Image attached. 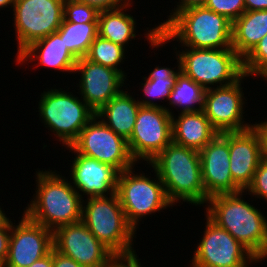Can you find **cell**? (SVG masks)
Masks as SVG:
<instances>
[{
  "label": "cell",
  "instance_id": "obj_1",
  "mask_svg": "<svg viewBox=\"0 0 267 267\" xmlns=\"http://www.w3.org/2000/svg\"><path fill=\"white\" fill-rule=\"evenodd\" d=\"M145 32L146 40L151 44L149 48L158 49L173 39L181 44V48H232V21L205 6L182 10L161 30L155 26Z\"/></svg>",
  "mask_w": 267,
  "mask_h": 267
},
{
  "label": "cell",
  "instance_id": "obj_2",
  "mask_svg": "<svg viewBox=\"0 0 267 267\" xmlns=\"http://www.w3.org/2000/svg\"><path fill=\"white\" fill-rule=\"evenodd\" d=\"M244 193L240 191L208 198L205 213L261 262L267 258V217L260 209L243 200Z\"/></svg>",
  "mask_w": 267,
  "mask_h": 267
},
{
  "label": "cell",
  "instance_id": "obj_3",
  "mask_svg": "<svg viewBox=\"0 0 267 267\" xmlns=\"http://www.w3.org/2000/svg\"><path fill=\"white\" fill-rule=\"evenodd\" d=\"M36 171V193L24 214L51 231L81 221L83 198L56 170Z\"/></svg>",
  "mask_w": 267,
  "mask_h": 267
},
{
  "label": "cell",
  "instance_id": "obj_4",
  "mask_svg": "<svg viewBox=\"0 0 267 267\" xmlns=\"http://www.w3.org/2000/svg\"><path fill=\"white\" fill-rule=\"evenodd\" d=\"M148 164L157 172L174 206L181 201L206 205L199 151L171 142Z\"/></svg>",
  "mask_w": 267,
  "mask_h": 267
},
{
  "label": "cell",
  "instance_id": "obj_5",
  "mask_svg": "<svg viewBox=\"0 0 267 267\" xmlns=\"http://www.w3.org/2000/svg\"><path fill=\"white\" fill-rule=\"evenodd\" d=\"M85 200L81 221L89 231L114 255L134 252L132 244L136 231L128 223L118 195Z\"/></svg>",
  "mask_w": 267,
  "mask_h": 267
},
{
  "label": "cell",
  "instance_id": "obj_6",
  "mask_svg": "<svg viewBox=\"0 0 267 267\" xmlns=\"http://www.w3.org/2000/svg\"><path fill=\"white\" fill-rule=\"evenodd\" d=\"M62 90L53 88L43 91L37 109L44 126L47 125L45 127L54 133L62 146L68 147L95 116V112L82 98Z\"/></svg>",
  "mask_w": 267,
  "mask_h": 267
},
{
  "label": "cell",
  "instance_id": "obj_7",
  "mask_svg": "<svg viewBox=\"0 0 267 267\" xmlns=\"http://www.w3.org/2000/svg\"><path fill=\"white\" fill-rule=\"evenodd\" d=\"M184 48L174 52L179 56L180 71L205 90L230 85L244 74L242 59L233 48Z\"/></svg>",
  "mask_w": 267,
  "mask_h": 267
},
{
  "label": "cell",
  "instance_id": "obj_8",
  "mask_svg": "<svg viewBox=\"0 0 267 267\" xmlns=\"http://www.w3.org/2000/svg\"><path fill=\"white\" fill-rule=\"evenodd\" d=\"M133 168L118 174L116 194L128 223L137 231L141 218L174 205L168 200L164 185L154 169L156 177L149 178L141 172L135 174Z\"/></svg>",
  "mask_w": 267,
  "mask_h": 267
},
{
  "label": "cell",
  "instance_id": "obj_9",
  "mask_svg": "<svg viewBox=\"0 0 267 267\" xmlns=\"http://www.w3.org/2000/svg\"><path fill=\"white\" fill-rule=\"evenodd\" d=\"M65 0H15L14 28L17 55L32 42L56 32L64 19Z\"/></svg>",
  "mask_w": 267,
  "mask_h": 267
},
{
  "label": "cell",
  "instance_id": "obj_10",
  "mask_svg": "<svg viewBox=\"0 0 267 267\" xmlns=\"http://www.w3.org/2000/svg\"><path fill=\"white\" fill-rule=\"evenodd\" d=\"M77 154L114 167L119 173L136 165L126 139L94 116L70 145Z\"/></svg>",
  "mask_w": 267,
  "mask_h": 267
},
{
  "label": "cell",
  "instance_id": "obj_11",
  "mask_svg": "<svg viewBox=\"0 0 267 267\" xmlns=\"http://www.w3.org/2000/svg\"><path fill=\"white\" fill-rule=\"evenodd\" d=\"M170 107L140 106L133 132L127 140L131 156L136 161L150 163L172 142Z\"/></svg>",
  "mask_w": 267,
  "mask_h": 267
},
{
  "label": "cell",
  "instance_id": "obj_12",
  "mask_svg": "<svg viewBox=\"0 0 267 267\" xmlns=\"http://www.w3.org/2000/svg\"><path fill=\"white\" fill-rule=\"evenodd\" d=\"M204 234L194 249L190 267H248L260 261L206 214Z\"/></svg>",
  "mask_w": 267,
  "mask_h": 267
},
{
  "label": "cell",
  "instance_id": "obj_13",
  "mask_svg": "<svg viewBox=\"0 0 267 267\" xmlns=\"http://www.w3.org/2000/svg\"><path fill=\"white\" fill-rule=\"evenodd\" d=\"M245 77L248 76L243 74L230 85L205 90L202 110L218 133L239 132L253 127V123L244 121L243 115L246 102L241 83Z\"/></svg>",
  "mask_w": 267,
  "mask_h": 267
},
{
  "label": "cell",
  "instance_id": "obj_14",
  "mask_svg": "<svg viewBox=\"0 0 267 267\" xmlns=\"http://www.w3.org/2000/svg\"><path fill=\"white\" fill-rule=\"evenodd\" d=\"M54 249L84 267H106L114 255L80 221L53 232Z\"/></svg>",
  "mask_w": 267,
  "mask_h": 267
},
{
  "label": "cell",
  "instance_id": "obj_15",
  "mask_svg": "<svg viewBox=\"0 0 267 267\" xmlns=\"http://www.w3.org/2000/svg\"><path fill=\"white\" fill-rule=\"evenodd\" d=\"M54 248L53 231L30 220L24 213L18 224L11 221L9 253L5 267H29Z\"/></svg>",
  "mask_w": 267,
  "mask_h": 267
},
{
  "label": "cell",
  "instance_id": "obj_16",
  "mask_svg": "<svg viewBox=\"0 0 267 267\" xmlns=\"http://www.w3.org/2000/svg\"><path fill=\"white\" fill-rule=\"evenodd\" d=\"M80 74V98L96 113L125 87L126 78L117 70L89 61L77 60L74 73ZM125 82V83H124Z\"/></svg>",
  "mask_w": 267,
  "mask_h": 267
},
{
  "label": "cell",
  "instance_id": "obj_17",
  "mask_svg": "<svg viewBox=\"0 0 267 267\" xmlns=\"http://www.w3.org/2000/svg\"><path fill=\"white\" fill-rule=\"evenodd\" d=\"M202 182L208 198L242 191L230 172L229 132L218 133L200 151Z\"/></svg>",
  "mask_w": 267,
  "mask_h": 267
},
{
  "label": "cell",
  "instance_id": "obj_18",
  "mask_svg": "<svg viewBox=\"0 0 267 267\" xmlns=\"http://www.w3.org/2000/svg\"><path fill=\"white\" fill-rule=\"evenodd\" d=\"M69 152H74L70 165L71 185L82 198L110 196L116 193L119 172L112 166L99 162L81 154L75 153L68 146ZM83 192V193H82ZM84 196V197H83Z\"/></svg>",
  "mask_w": 267,
  "mask_h": 267
},
{
  "label": "cell",
  "instance_id": "obj_19",
  "mask_svg": "<svg viewBox=\"0 0 267 267\" xmlns=\"http://www.w3.org/2000/svg\"><path fill=\"white\" fill-rule=\"evenodd\" d=\"M230 172L234 183L242 190L251 185L262 159L261 139L254 127L229 132Z\"/></svg>",
  "mask_w": 267,
  "mask_h": 267
},
{
  "label": "cell",
  "instance_id": "obj_20",
  "mask_svg": "<svg viewBox=\"0 0 267 267\" xmlns=\"http://www.w3.org/2000/svg\"><path fill=\"white\" fill-rule=\"evenodd\" d=\"M37 62L42 67L54 68L73 74L77 58L68 50L58 31L32 42L17 57V64ZM37 60V61H36Z\"/></svg>",
  "mask_w": 267,
  "mask_h": 267
},
{
  "label": "cell",
  "instance_id": "obj_21",
  "mask_svg": "<svg viewBox=\"0 0 267 267\" xmlns=\"http://www.w3.org/2000/svg\"><path fill=\"white\" fill-rule=\"evenodd\" d=\"M172 115V142L200 151L218 132L213 128L203 110Z\"/></svg>",
  "mask_w": 267,
  "mask_h": 267
},
{
  "label": "cell",
  "instance_id": "obj_22",
  "mask_svg": "<svg viewBox=\"0 0 267 267\" xmlns=\"http://www.w3.org/2000/svg\"><path fill=\"white\" fill-rule=\"evenodd\" d=\"M141 104L124 89L95 113L117 135L128 140Z\"/></svg>",
  "mask_w": 267,
  "mask_h": 267
},
{
  "label": "cell",
  "instance_id": "obj_23",
  "mask_svg": "<svg viewBox=\"0 0 267 267\" xmlns=\"http://www.w3.org/2000/svg\"><path fill=\"white\" fill-rule=\"evenodd\" d=\"M267 35V10L245 11L232 22V48L243 60Z\"/></svg>",
  "mask_w": 267,
  "mask_h": 267
},
{
  "label": "cell",
  "instance_id": "obj_24",
  "mask_svg": "<svg viewBox=\"0 0 267 267\" xmlns=\"http://www.w3.org/2000/svg\"><path fill=\"white\" fill-rule=\"evenodd\" d=\"M133 2L112 10L100 11L98 15V35L126 48L129 41L136 38V20L126 13ZM132 5V6H131Z\"/></svg>",
  "mask_w": 267,
  "mask_h": 267
},
{
  "label": "cell",
  "instance_id": "obj_25",
  "mask_svg": "<svg viewBox=\"0 0 267 267\" xmlns=\"http://www.w3.org/2000/svg\"><path fill=\"white\" fill-rule=\"evenodd\" d=\"M177 58V64L174 68L170 67H161L156 66L154 70L149 73V76L144 77V83L141 84L142 90L144 92L143 97L144 99L137 101L141 104V106H159V107H166L163 105H160V103L154 102L155 99L160 100H167L171 94V90L174 87V84L176 82L177 75L181 72L180 71V62H179V56L175 55ZM146 96V99H145ZM148 97V98H147ZM152 100H150V99ZM154 100V101H153Z\"/></svg>",
  "mask_w": 267,
  "mask_h": 267
},
{
  "label": "cell",
  "instance_id": "obj_26",
  "mask_svg": "<svg viewBox=\"0 0 267 267\" xmlns=\"http://www.w3.org/2000/svg\"><path fill=\"white\" fill-rule=\"evenodd\" d=\"M57 31L68 50L80 59L87 55L90 45L98 36V22H62Z\"/></svg>",
  "mask_w": 267,
  "mask_h": 267
},
{
  "label": "cell",
  "instance_id": "obj_27",
  "mask_svg": "<svg viewBox=\"0 0 267 267\" xmlns=\"http://www.w3.org/2000/svg\"><path fill=\"white\" fill-rule=\"evenodd\" d=\"M204 93L205 89L201 85L180 72L168 98V105L181 108V113L200 111L203 108Z\"/></svg>",
  "mask_w": 267,
  "mask_h": 267
},
{
  "label": "cell",
  "instance_id": "obj_28",
  "mask_svg": "<svg viewBox=\"0 0 267 267\" xmlns=\"http://www.w3.org/2000/svg\"><path fill=\"white\" fill-rule=\"evenodd\" d=\"M125 51L127 52V49L125 50L122 45L113 43L98 35L90 45L85 58L91 62L117 70L126 78L127 73L122 71V67L119 68L126 58Z\"/></svg>",
  "mask_w": 267,
  "mask_h": 267
},
{
  "label": "cell",
  "instance_id": "obj_29",
  "mask_svg": "<svg viewBox=\"0 0 267 267\" xmlns=\"http://www.w3.org/2000/svg\"><path fill=\"white\" fill-rule=\"evenodd\" d=\"M242 69L249 78L253 75L267 81V35L242 60Z\"/></svg>",
  "mask_w": 267,
  "mask_h": 267
},
{
  "label": "cell",
  "instance_id": "obj_30",
  "mask_svg": "<svg viewBox=\"0 0 267 267\" xmlns=\"http://www.w3.org/2000/svg\"><path fill=\"white\" fill-rule=\"evenodd\" d=\"M63 15V22H98L99 11L78 0H65Z\"/></svg>",
  "mask_w": 267,
  "mask_h": 267
},
{
  "label": "cell",
  "instance_id": "obj_31",
  "mask_svg": "<svg viewBox=\"0 0 267 267\" xmlns=\"http://www.w3.org/2000/svg\"><path fill=\"white\" fill-rule=\"evenodd\" d=\"M204 6L232 22L246 11L244 0H207Z\"/></svg>",
  "mask_w": 267,
  "mask_h": 267
},
{
  "label": "cell",
  "instance_id": "obj_32",
  "mask_svg": "<svg viewBox=\"0 0 267 267\" xmlns=\"http://www.w3.org/2000/svg\"><path fill=\"white\" fill-rule=\"evenodd\" d=\"M251 197L264 199L267 202V160L261 159L251 185L246 189Z\"/></svg>",
  "mask_w": 267,
  "mask_h": 267
},
{
  "label": "cell",
  "instance_id": "obj_33",
  "mask_svg": "<svg viewBox=\"0 0 267 267\" xmlns=\"http://www.w3.org/2000/svg\"><path fill=\"white\" fill-rule=\"evenodd\" d=\"M136 251L113 255L106 267H142Z\"/></svg>",
  "mask_w": 267,
  "mask_h": 267
},
{
  "label": "cell",
  "instance_id": "obj_34",
  "mask_svg": "<svg viewBox=\"0 0 267 267\" xmlns=\"http://www.w3.org/2000/svg\"><path fill=\"white\" fill-rule=\"evenodd\" d=\"M11 219L0 225V261L6 262L9 253Z\"/></svg>",
  "mask_w": 267,
  "mask_h": 267
},
{
  "label": "cell",
  "instance_id": "obj_35",
  "mask_svg": "<svg viewBox=\"0 0 267 267\" xmlns=\"http://www.w3.org/2000/svg\"><path fill=\"white\" fill-rule=\"evenodd\" d=\"M89 6L96 8L99 12L105 10H112L128 4L133 0H78Z\"/></svg>",
  "mask_w": 267,
  "mask_h": 267
},
{
  "label": "cell",
  "instance_id": "obj_36",
  "mask_svg": "<svg viewBox=\"0 0 267 267\" xmlns=\"http://www.w3.org/2000/svg\"><path fill=\"white\" fill-rule=\"evenodd\" d=\"M207 0H179L177 2L176 8L174 6V10L171 9L170 15H168V19L164 21L163 23L161 22L157 27L159 30H161L177 13L181 12L182 10H185L190 7H195V6H204Z\"/></svg>",
  "mask_w": 267,
  "mask_h": 267
},
{
  "label": "cell",
  "instance_id": "obj_37",
  "mask_svg": "<svg viewBox=\"0 0 267 267\" xmlns=\"http://www.w3.org/2000/svg\"><path fill=\"white\" fill-rule=\"evenodd\" d=\"M53 267H84L75 260L64 256L53 248Z\"/></svg>",
  "mask_w": 267,
  "mask_h": 267
},
{
  "label": "cell",
  "instance_id": "obj_38",
  "mask_svg": "<svg viewBox=\"0 0 267 267\" xmlns=\"http://www.w3.org/2000/svg\"><path fill=\"white\" fill-rule=\"evenodd\" d=\"M261 139L262 158L267 160V119L261 123L253 124Z\"/></svg>",
  "mask_w": 267,
  "mask_h": 267
},
{
  "label": "cell",
  "instance_id": "obj_39",
  "mask_svg": "<svg viewBox=\"0 0 267 267\" xmlns=\"http://www.w3.org/2000/svg\"><path fill=\"white\" fill-rule=\"evenodd\" d=\"M246 11L267 10V0H244Z\"/></svg>",
  "mask_w": 267,
  "mask_h": 267
},
{
  "label": "cell",
  "instance_id": "obj_40",
  "mask_svg": "<svg viewBox=\"0 0 267 267\" xmlns=\"http://www.w3.org/2000/svg\"><path fill=\"white\" fill-rule=\"evenodd\" d=\"M29 267H53V249L48 255L35 261Z\"/></svg>",
  "mask_w": 267,
  "mask_h": 267
},
{
  "label": "cell",
  "instance_id": "obj_41",
  "mask_svg": "<svg viewBox=\"0 0 267 267\" xmlns=\"http://www.w3.org/2000/svg\"><path fill=\"white\" fill-rule=\"evenodd\" d=\"M14 1L15 0H0V10L3 8H9V6H11L10 8H13L14 5Z\"/></svg>",
  "mask_w": 267,
  "mask_h": 267
},
{
  "label": "cell",
  "instance_id": "obj_42",
  "mask_svg": "<svg viewBox=\"0 0 267 267\" xmlns=\"http://www.w3.org/2000/svg\"><path fill=\"white\" fill-rule=\"evenodd\" d=\"M9 217L5 214V211L2 210V207H0V225L5 223Z\"/></svg>",
  "mask_w": 267,
  "mask_h": 267
},
{
  "label": "cell",
  "instance_id": "obj_43",
  "mask_svg": "<svg viewBox=\"0 0 267 267\" xmlns=\"http://www.w3.org/2000/svg\"><path fill=\"white\" fill-rule=\"evenodd\" d=\"M0 267H5V263L0 261Z\"/></svg>",
  "mask_w": 267,
  "mask_h": 267
}]
</instances>
